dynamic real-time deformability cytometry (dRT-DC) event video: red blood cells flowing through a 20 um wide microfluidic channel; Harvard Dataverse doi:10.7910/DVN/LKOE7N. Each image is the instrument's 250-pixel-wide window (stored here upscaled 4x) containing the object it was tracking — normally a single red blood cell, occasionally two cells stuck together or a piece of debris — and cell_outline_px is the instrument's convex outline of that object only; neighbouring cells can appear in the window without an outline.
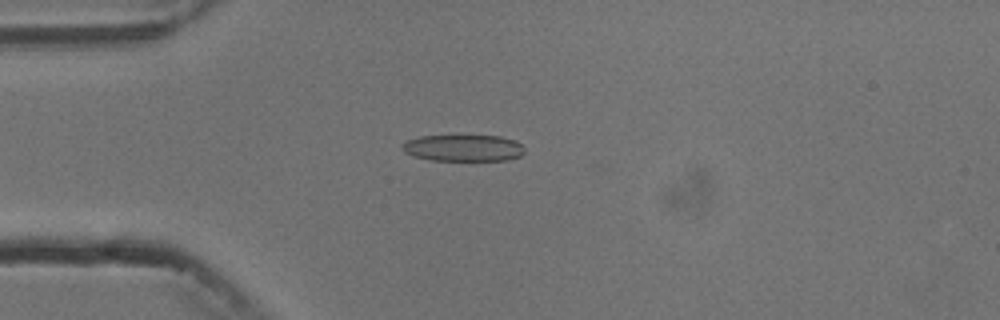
{"species": "common noctule bat (a hibernating species)", "species_latin": "Nyctalus noctula", "temperature_condition": "cold", "stored_images_in_passage": 4, "camera_frame_rate_fps": 3000, "um_per_image_px": 0.085, "animal": {"sex": "male", "body_mass_g": 13.3}, "frame": {"image": 1, "passage_image": 3, "time_ms": 2.333, "image_size_px": [1000, 320], "cell_outline_px": [[524, 152], [520, 156], [508, 160], [432, 160], [416, 156], [404, 152], [400, 148], [400, 144], [408, 140], [420, 136], [500, 136], [516, 140], [524, 148]], "centroid_in_image_um": [39.38, 12.57], "position_along_channel_um": 45.6, "area_um2": 18.9}}
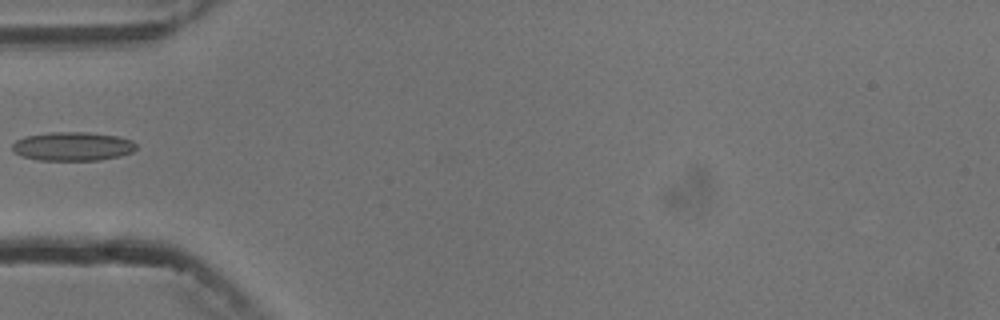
{"frame": {"image": 2, "passage_image": 4, "time_ms": 3.667, "image_size_px": [1000, 320], "cell_outline_px": [[136, 148], [132, 152], [120, 156], [100, 160], [40, 160], [24, 156], [16, 152], [12, 148], [12, 144], [16, 140], [24, 136], [52, 132], [84, 132], [116, 136], [132, 140], [136, 144]], "centroid_in_image_um": [6.19, 12.44], "position_along_channel_um": 78.8, "area_um2": 20.63}}